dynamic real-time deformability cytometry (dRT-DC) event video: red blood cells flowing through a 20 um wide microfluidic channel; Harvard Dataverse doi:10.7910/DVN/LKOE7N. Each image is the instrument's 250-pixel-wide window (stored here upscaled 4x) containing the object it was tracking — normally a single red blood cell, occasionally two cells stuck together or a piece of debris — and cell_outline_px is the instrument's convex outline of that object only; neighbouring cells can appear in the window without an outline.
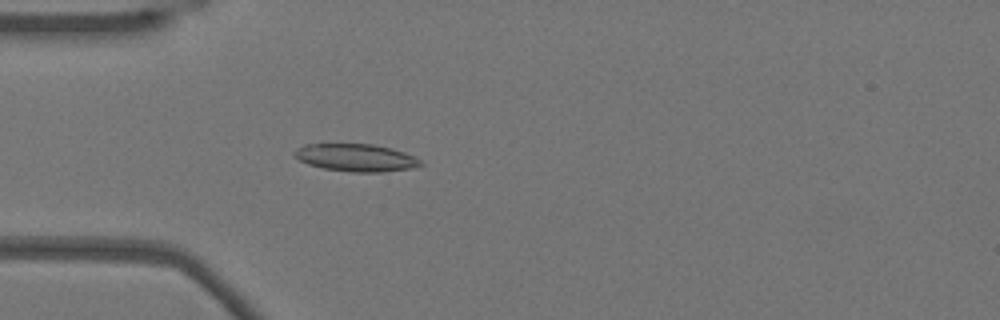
{"species": "Egyptian fruit bat (a non-hibernating species)", "species_latin": "Rousettus aegyptiacus", "temperature_condition": "warm", "stored_images_in_passage": 47, "camera_frame_rate_fps": 3000, "um_per_image_px": 0.085, "animal": {"sex": "female"}, "frame": {"image": 1, "passage_image": 9, "time_ms": 2.667, "image_size_px": [1000, 320], "cell_outline_px": [[424, 164], [412, 168], [384, 172], [352, 172], [324, 168], [308, 164], [292, 156], [292, 152], [304, 144], [372, 144], [392, 148], [416, 156]], "centroid_in_image_um": [30.27, 13.4], "position_along_channel_um": 54.7, "area_um2": 20.35}}
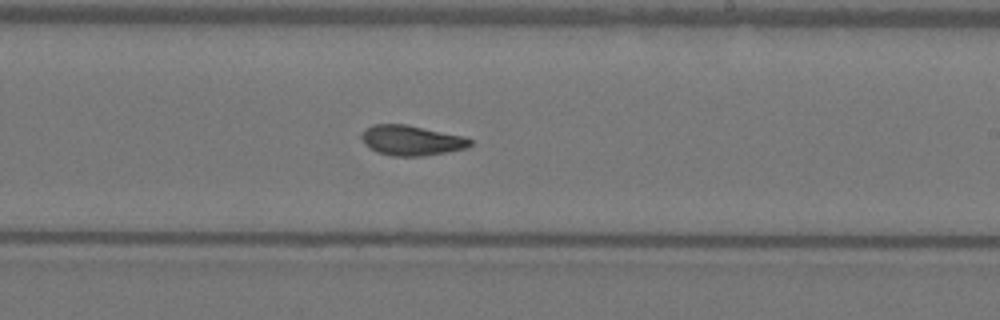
{"frame": {"image": 2, "passage_image": 25, "time_ms": 8.0, "image_size_px": [1000, 320], "cell_outline_px": [[472, 144], [468, 148], [420, 156], [392, 156], [376, 152], [368, 148], [364, 144], [360, 136], [372, 124], [408, 124], [464, 136], [472, 140]], "centroid_in_image_um": [34.96, 11.93], "position_along_channel_um": 254.0, "area_um2": 19.13}}
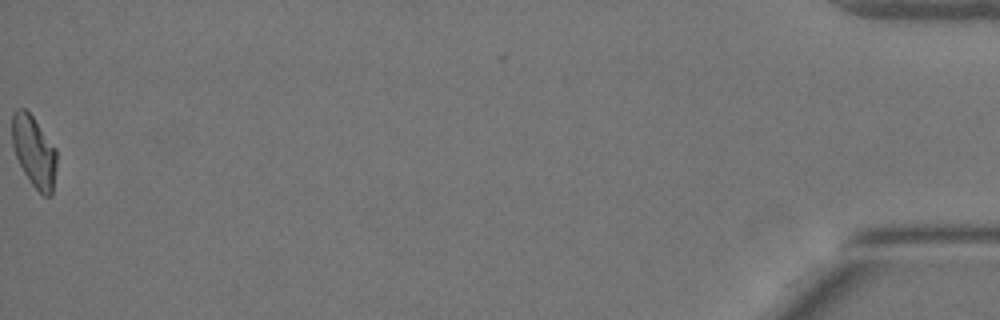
{"frame": {"image": 3, "passage_image": 47, "time_ms": 15.333, "image_size_px": [1000, 320], "cell_outline_px": [[56, 168], [52, 196], [44, 196], [32, 184], [24, 172], [16, 156], [12, 144], [12, 112], [16, 108], [24, 108], [32, 116], [56, 148]], "centroid_in_image_um": [2.89, 12.86], "position_along_channel_um": 432.3, "area_um2": 18.38}, "authors_computed_cell_mechanics": {"area_um2": 19.1318, "velocity_mm_per_s": 3.8272, "shape_relaxation_time_tau1_ms": 9.53, "shape_relaxation_time_tau2_ms": 2.1351, "deformation_change_tau1": 0.2348, "deformation_change_tau2": 0.0685}}